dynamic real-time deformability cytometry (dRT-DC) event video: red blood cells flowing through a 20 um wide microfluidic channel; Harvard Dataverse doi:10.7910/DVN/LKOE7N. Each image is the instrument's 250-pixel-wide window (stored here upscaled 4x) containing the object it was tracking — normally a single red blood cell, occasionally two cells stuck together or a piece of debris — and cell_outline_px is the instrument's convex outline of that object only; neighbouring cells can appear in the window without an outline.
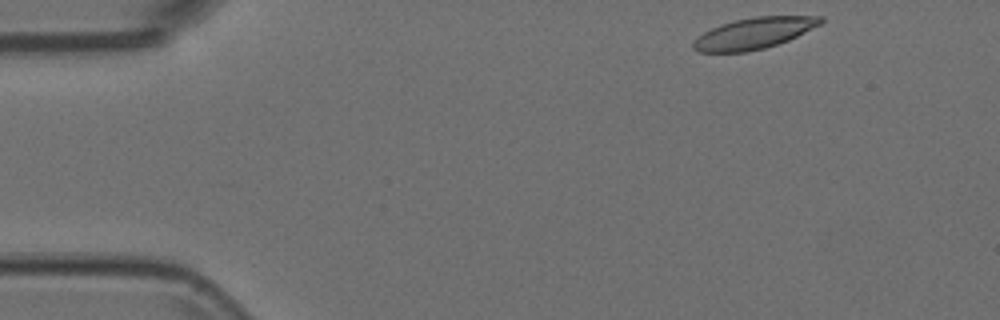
{"species": "Egyptian fruit bat (a non-hibernating species)", "species_latin": "Rousettus aegyptiacus", "temperature_condition": "room temperature", "stored_images_in_passage": 4, "camera_frame_rate_fps": 3000, "um_per_image_px": 0.085, "animal": {"sex": "female"}, "frame": {"image": 1, "passage_image": 1, "time_ms": 0.0, "image_size_px": [1000, 320], "cell_outline_px": [[824, 20], [820, 24], [788, 40], [764, 48], [748, 52], [700, 52], [692, 48], [692, 44], [704, 32], [720, 24], [736, 20], [756, 16], [824, 16]], "centroid_in_image_um": [64.09, 2.82], "position_along_channel_um": 20.9, "area_um2": 22.83}}